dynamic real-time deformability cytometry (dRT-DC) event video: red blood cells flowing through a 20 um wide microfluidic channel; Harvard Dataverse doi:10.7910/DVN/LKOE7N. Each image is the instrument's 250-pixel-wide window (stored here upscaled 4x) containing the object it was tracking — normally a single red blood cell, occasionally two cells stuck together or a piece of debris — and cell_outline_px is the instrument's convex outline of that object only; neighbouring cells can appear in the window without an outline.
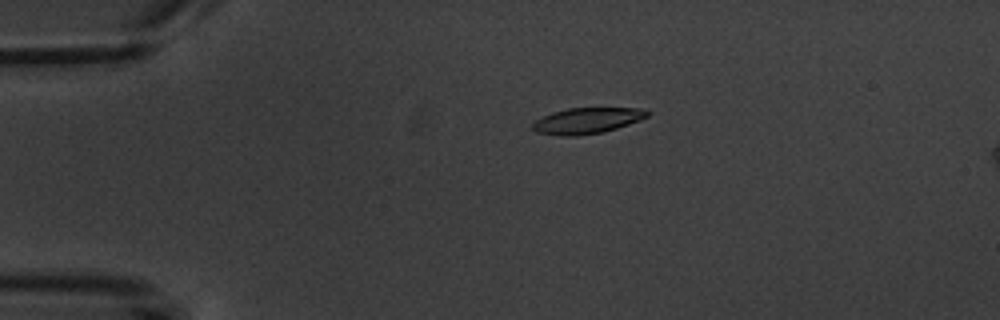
{"species": "common noctule bat (a hibernating species)", "species_latin": "Nyctalus noctula", "temperature_condition": "warm", "stored_images_in_passage": 8, "camera_frame_rate_fps": 3000, "um_per_image_px": 0.085, "animal": {"sex": "male", "body_mass_g": 20.1, "forearm_length_mm": 53.5}, "frame": {"image": 1, "passage_image": 3, "time_ms": 2.333, "image_size_px": [1000, 320], "cell_outline_px": [[652, 112], [648, 116], [640, 120], [604, 132], [576, 136], [560, 136], [536, 132], [532, 128], [532, 124], [536, 120], [552, 112], [568, 108], [644, 108]], "centroid_in_image_um": [49.92, 10.25], "position_along_channel_um": 35.1, "area_um2": 17.4}}
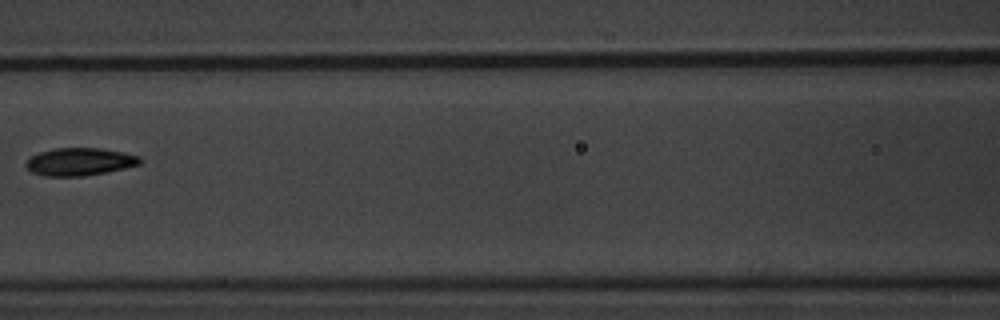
{"frame": {"image": 2, "passage_image": 7, "time_ms": 7.0, "image_size_px": [1000, 320], "cell_outline_px": [[140, 164], [124, 168], [84, 176], [44, 176], [32, 172], [24, 164], [32, 156], [40, 152], [56, 148], [100, 148], [124, 152], [140, 156]], "centroid_in_image_um": [6.77, 13.74], "position_along_channel_um": 159.8, "area_um2": 18.21}}
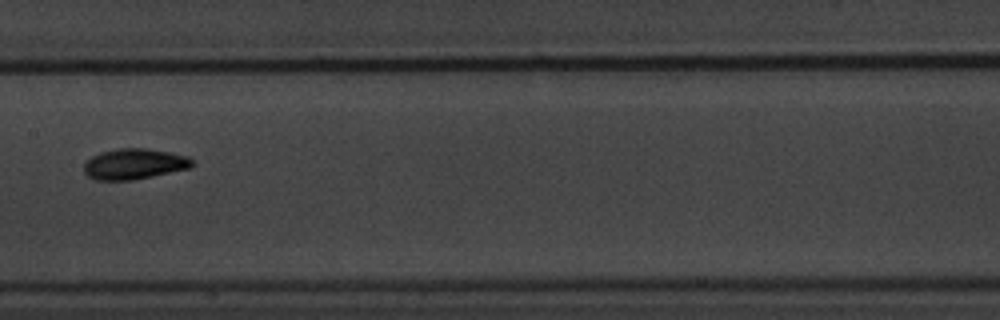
{"frame": {"image": 3, "passage_image": 8, "time_ms": 8.0, "image_size_px": [1000, 320], "cell_outline_px": [[196, 164], [188, 168], [152, 176], [132, 180], [96, 180], [88, 176], [84, 172], [84, 164], [92, 156], [100, 152], [120, 148], [148, 148], [188, 156]], "centroid_in_image_um": [11.4, 13.93], "position_along_channel_um": 196.0, "area_um2": 19.25}}